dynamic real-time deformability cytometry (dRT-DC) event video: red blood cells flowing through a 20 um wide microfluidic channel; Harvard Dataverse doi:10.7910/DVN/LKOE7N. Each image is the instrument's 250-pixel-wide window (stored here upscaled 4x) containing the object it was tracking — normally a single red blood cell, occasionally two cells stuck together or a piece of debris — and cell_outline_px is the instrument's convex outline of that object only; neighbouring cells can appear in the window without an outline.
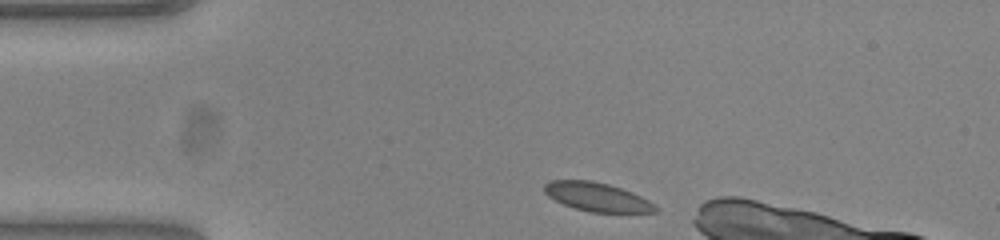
{"species": "common noctule bat (a hibernating species)", "species_latin": "Nyctalus noctula", "temperature_condition": "warm", "stored_images_in_passage": 36, "camera_frame_rate_fps": 3000, "um_per_image_px": 0.085, "animal": {"sex": "female", "body_mass_g": 23.0, "forearm_length_mm": 53.4}, "frame": {"image": 1, "passage_image": 1, "time_ms": 0.0, "image_size_px": [1000, 240], "cell_outline_px": [[660, 212], [588, 212], [564, 204], [548, 196], [544, 192], [544, 184], [552, 180], [592, 180], [608, 184], [632, 192], [648, 200], [660, 208]], "centroid_in_image_um": [50.77, 16.74], "position_along_channel_um": 34.2, "area_um2": 18.55}}
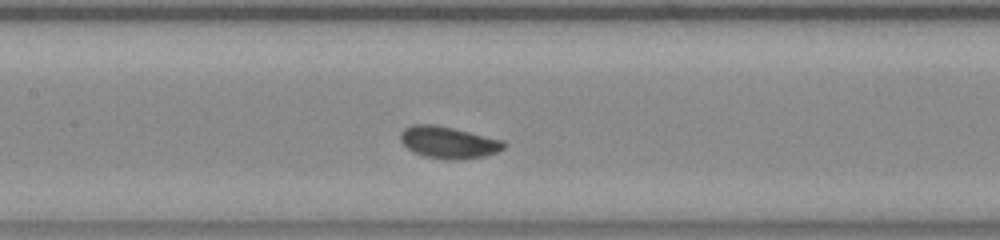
{"frame": {"image": 2, "passage_image": 15, "time_ms": 4.667, "image_size_px": [1000, 240], "cell_outline_px": [[504, 148], [496, 152], [484, 156], [456, 160], [424, 156], [412, 152], [400, 140], [400, 132], [404, 128], [412, 124], [432, 124], [452, 128], [504, 140]], "centroid_in_image_um": [38.08, 12.1], "position_along_channel_um": 169.3, "area_um2": 19.02}}
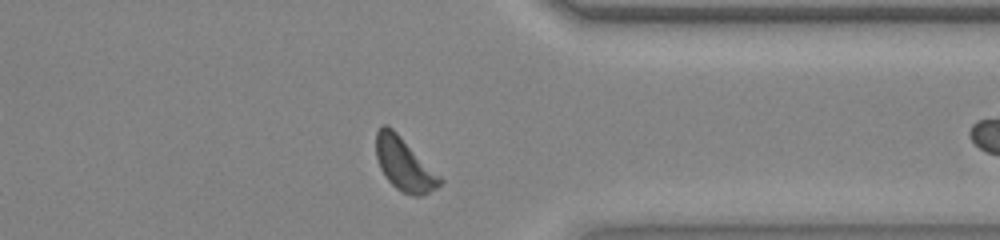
{"frame": {"image": 3, "passage_image": 32, "time_ms": 10.333, "image_size_px": [1000, 240], "cell_outline_px": [[444, 180], [436, 188], [424, 196], [412, 196], [400, 192], [388, 180], [380, 168], [376, 156], [376, 132], [384, 124], [392, 128]], "centroid_in_image_um": [34.36, 14.0], "position_along_channel_um": 377.0, "area_um2": 19.42}}